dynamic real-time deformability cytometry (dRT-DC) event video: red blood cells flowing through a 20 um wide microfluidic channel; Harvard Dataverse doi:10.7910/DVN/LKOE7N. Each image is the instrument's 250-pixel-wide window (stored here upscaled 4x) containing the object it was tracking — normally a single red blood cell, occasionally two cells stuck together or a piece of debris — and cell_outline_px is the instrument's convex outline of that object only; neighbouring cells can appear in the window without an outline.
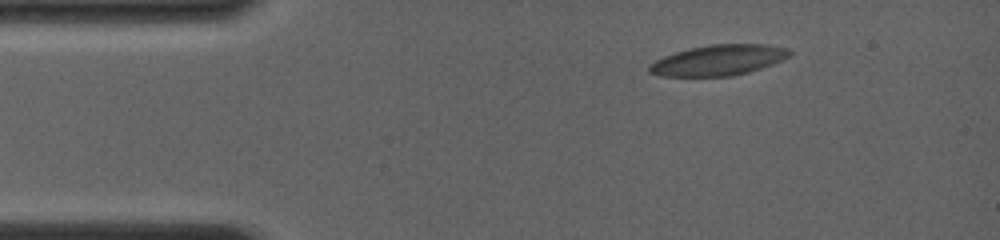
{"species": "common noctule bat (a hibernating species)", "species_latin": "Nyctalus noctula", "temperature_condition": "room temperature", "stored_images_in_passage": 51, "camera_frame_rate_fps": 4000, "um_per_image_px": 0.085, "animal": {"sex": "female", "body_mass_g": 19.0, "forearm_length_mm": 56.7}, "frame": {"image": 1, "passage_image": 1, "time_ms": 0.0, "image_size_px": [1000, 240], "cell_outline_px": [[792, 52], [788, 56], [772, 64], [748, 72], [732, 76], [660, 76], [648, 72], [648, 64], [664, 56], [676, 52], [692, 48], [712, 44], [768, 44], [788, 48]], "centroid_in_image_um": [61.05, 5.11], "position_along_channel_um": 23.9, "area_um2": 24.85}}
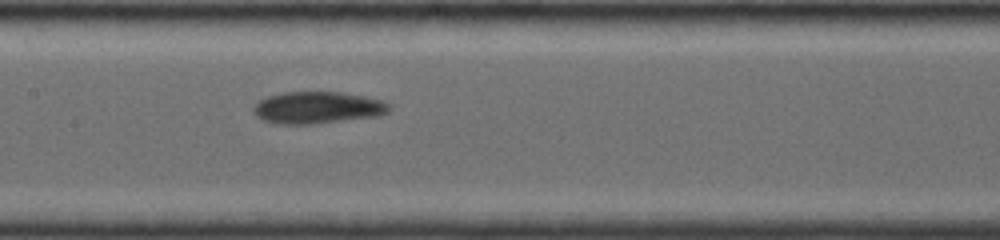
{"frame": {"image": 2, "passage_image": 23, "time_ms": 5.5, "image_size_px": [1000, 240], "cell_outline_px": [[392, 108], [388, 112], [380, 116], [316, 124], [276, 124], [264, 120], [256, 116], [252, 112], [252, 108], [260, 100], [268, 96], [284, 92], [340, 92], [364, 96], [380, 100], [392, 104]], "centroid_in_image_um": [27.02, 9.16], "position_along_channel_um": 180.4, "area_um2": 25.55}}
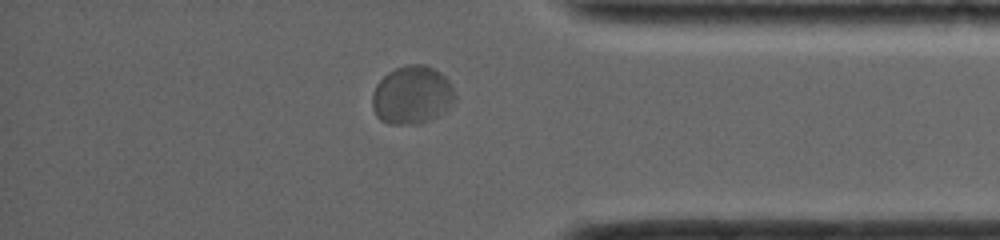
{"frame": {"image": 3, "passage_image": 42, "time_ms": 11.25, "image_size_px": [1000, 240], "cell_outline_px": [[456, 100], [444, 112], [420, 124], [388, 124], [380, 120], [376, 116], [372, 108], [372, 92], [376, 84], [388, 72], [396, 68], [408, 64], [424, 64], [440, 72], [448, 80], [456, 96]], "centroid_in_image_um": [35.0, 8.09], "position_along_channel_um": 400.2, "area_um2": 28.21}, "authors_computed_cell_mechanics": {"area_um2": 25.721, "velocity_mm_per_s": 3.9129, "shape_relaxation_time_tau1_ms": 6.2323, "shape_relaxation_time_tau2_ms": null, "deformation_change_tau1": 0.1559, "deformation_change_tau2": null}}